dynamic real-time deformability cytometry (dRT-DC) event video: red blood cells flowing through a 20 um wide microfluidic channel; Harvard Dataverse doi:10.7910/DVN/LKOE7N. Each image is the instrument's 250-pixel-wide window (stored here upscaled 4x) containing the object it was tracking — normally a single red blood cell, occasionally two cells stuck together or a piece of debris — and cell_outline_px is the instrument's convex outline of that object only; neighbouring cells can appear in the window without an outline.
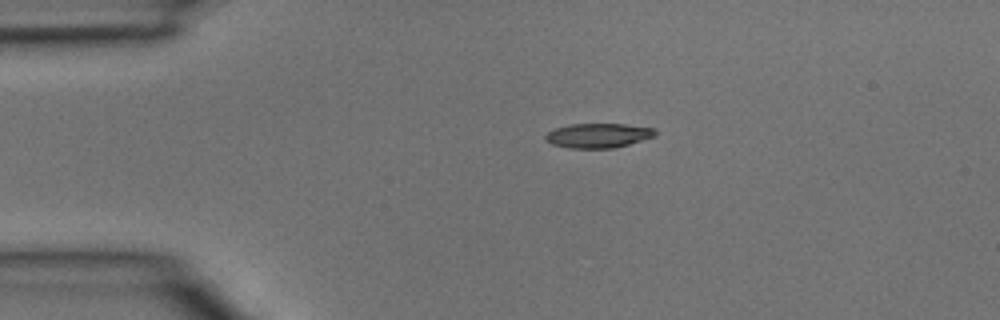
{"species": "common noctule bat (a hibernating species)", "species_latin": "Nyctalus noctula", "temperature_condition": "room temperature", "stored_images_in_passage": 3, "camera_frame_rate_fps": 3000, "um_per_image_px": 0.085, "animal": {"sex": "male", "body_mass_g": 15.6}, "frame": {"image": 1, "passage_image": 3, "time_ms": 0.667, "image_size_px": [1000, 320], "cell_outline_px": [[656, 136], [628, 144], [612, 148], [568, 148], [552, 144], [544, 140], [544, 136], [548, 132], [556, 128], [572, 124], [624, 124], [656, 128]], "centroid_in_image_um": [50.85, 11.52], "position_along_channel_um": 34.2, "area_um2": 15.66}}